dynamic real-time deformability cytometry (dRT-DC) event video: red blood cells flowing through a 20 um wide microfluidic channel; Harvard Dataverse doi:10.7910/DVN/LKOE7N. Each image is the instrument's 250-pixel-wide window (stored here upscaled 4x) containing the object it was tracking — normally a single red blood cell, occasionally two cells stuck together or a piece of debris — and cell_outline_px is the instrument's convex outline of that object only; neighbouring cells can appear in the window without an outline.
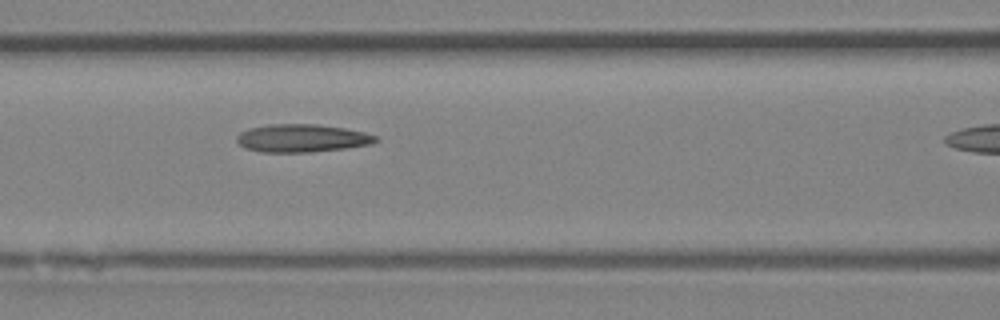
{"species": "Egyptian fruit bat (a non-hibernating species)", "species_latin": "Rousettus aegyptiacus", "temperature_condition": "room temperature", "stored_images_in_passage": 11, "camera_frame_rate_fps": 3000, "um_per_image_px": 0.085, "animal": {"sex": "female"}, "frame": {"image": 1, "passage_image": 10, "time_ms": 3.0, "image_size_px": [1000, 320], "cell_outline_px": [[380, 140], [372, 144], [344, 148], [312, 152], [260, 152], [244, 148], [236, 140], [236, 136], [240, 132], [248, 128], [268, 124], [316, 124], [344, 128], [364, 132], [376, 136]], "centroid_in_image_um": [25.64, 11.74], "position_along_channel_um": 141.0, "area_um2": 22.72}}